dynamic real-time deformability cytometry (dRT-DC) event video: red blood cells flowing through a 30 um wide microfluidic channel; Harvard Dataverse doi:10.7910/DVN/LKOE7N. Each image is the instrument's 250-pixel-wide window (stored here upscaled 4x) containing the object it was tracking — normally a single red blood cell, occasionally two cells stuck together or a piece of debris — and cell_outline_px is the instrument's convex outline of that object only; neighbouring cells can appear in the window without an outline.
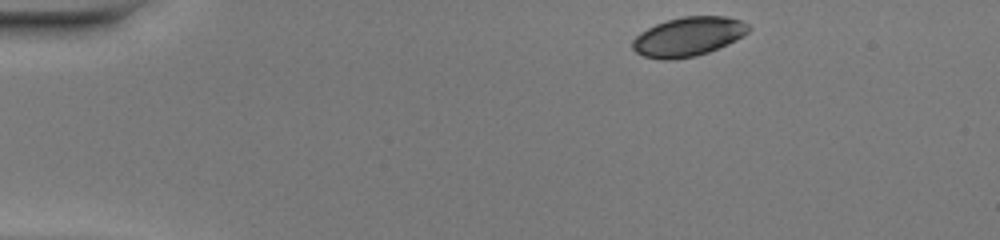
{"species": "common noctule bat (a hibernating species)", "species_latin": "Nyctalus noctula", "temperature_condition": "warm", "stored_images_in_passage": 43, "camera_frame_rate_fps": 3000, "um_per_image_px": 0.085, "animal": {"sex": "female", "body_mass_g": 20.0, "forearm_length_mm": 54.0}, "frame": {"image": 1, "passage_image": 1, "time_ms": 0.0, "image_size_px": [1000, 240], "cell_outline_px": [[752, 28], [744, 36], [728, 44], [708, 52], [696, 56], [672, 60], [660, 60], [644, 56], [636, 52], [632, 48], [632, 40], [640, 32], [656, 24], [668, 20], [684, 16], [724, 16], [740, 20], [748, 24]], "centroid_in_image_um": [58.51, 3.12], "position_along_channel_um": 26.5, "area_um2": 26.59}}
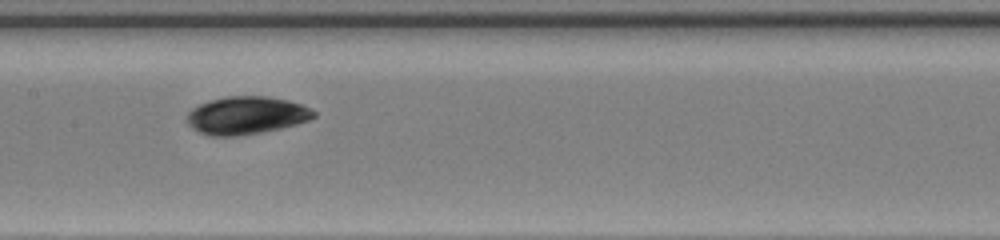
{"frame": {"image": 2, "passage_image": 19, "time_ms": 6.0, "image_size_px": [1000, 240], "cell_outline_px": [[316, 116], [308, 120], [296, 124], [280, 128], [260, 132], [236, 136], [208, 136], [192, 128], [188, 124], [188, 112], [192, 108], [200, 104], [212, 100], [228, 96], [264, 96], [288, 100], [312, 108], [316, 112]], "centroid_in_image_um": [20.95, 9.81], "position_along_channel_um": 186.5, "area_um2": 27.74}}
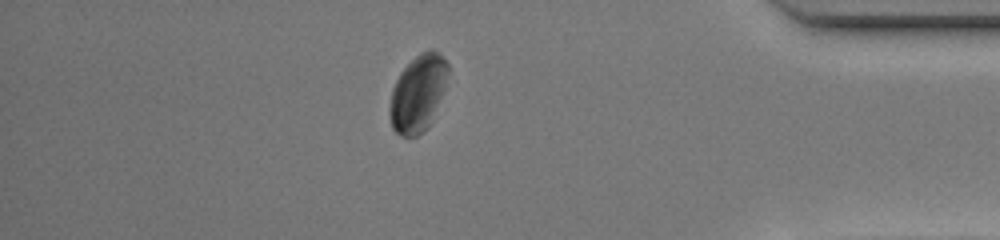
{"frame": {"image": 3, "passage_image": 37, "time_ms": 12.0, "image_size_px": [1000, 240], "cell_outline_px": [[448, 72], [444, 88], [428, 128], [424, 132], [416, 136], [400, 136], [392, 128], [388, 112], [388, 108], [392, 88], [400, 72], [420, 52], [428, 48], [432, 48], [448, 64]], "centroid_in_image_um": [35.49, 7.95], "position_along_channel_um": 399.7, "area_um2": 25.95}, "authors_computed_cell_mechanics": {"area_um2": 27.3394, "velocity_mm_per_s": 4.0746, "shape_relaxation_time_tau1_ms": 2.9489, "shape_relaxation_time_tau2_ms": 3.1569, "deformation_change_tau1": 0.071, "deformation_change_tau2": 0.0516}}